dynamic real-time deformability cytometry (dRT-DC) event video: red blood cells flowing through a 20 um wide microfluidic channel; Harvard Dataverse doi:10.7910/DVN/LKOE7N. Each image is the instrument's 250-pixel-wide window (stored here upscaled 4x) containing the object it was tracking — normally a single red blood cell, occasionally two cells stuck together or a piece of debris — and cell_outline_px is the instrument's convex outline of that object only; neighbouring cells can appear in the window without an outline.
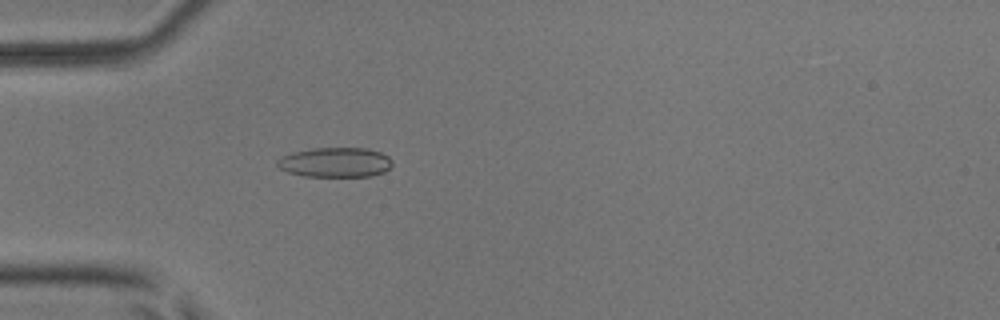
{"species": "common noctule bat (a hibernating species)", "species_latin": "Nyctalus noctula", "temperature_condition": "room temperature", "stored_images_in_passage": 35, "camera_frame_rate_fps": 3000, "um_per_image_px": 0.085, "animal": {"sex": "male", "body_mass_g": 17.9, "forearm_length_mm": 54.2}, "frame": {"image": 1, "passage_image": 13, "time_ms": 4.0, "image_size_px": [1000, 320], "cell_outline_px": [[392, 164], [384, 172], [372, 176], [304, 176], [288, 172], [280, 168], [276, 164], [276, 160], [292, 152], [312, 148], [368, 148], [380, 152], [388, 156], [392, 160]], "centroid_in_image_um": [28.5, 13.79], "position_along_channel_um": 56.5, "area_um2": 19.94}}
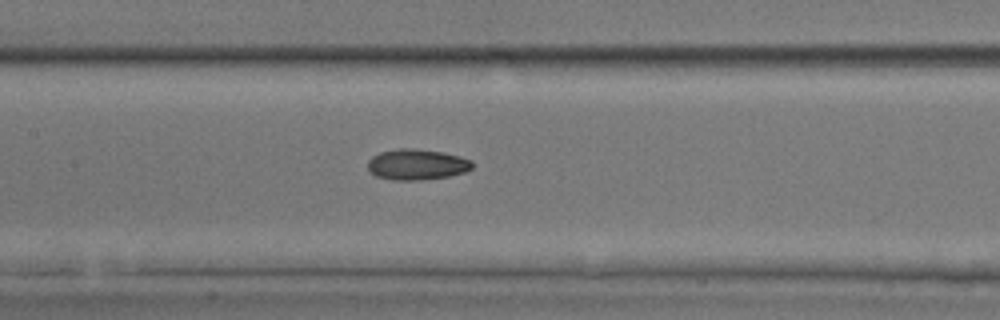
{"frame": {"image": 2, "passage_image": 22, "time_ms": 7.0, "image_size_px": [1000, 320], "cell_outline_px": [[472, 168], [464, 172], [448, 176], [420, 180], [392, 180], [376, 176], [368, 172], [368, 160], [372, 156], [380, 152], [400, 148], [412, 148], [444, 152], [460, 156], [472, 160]], "centroid_in_image_um": [35.41, 13.98], "position_along_channel_um": 172.0, "area_um2": 18.84}}
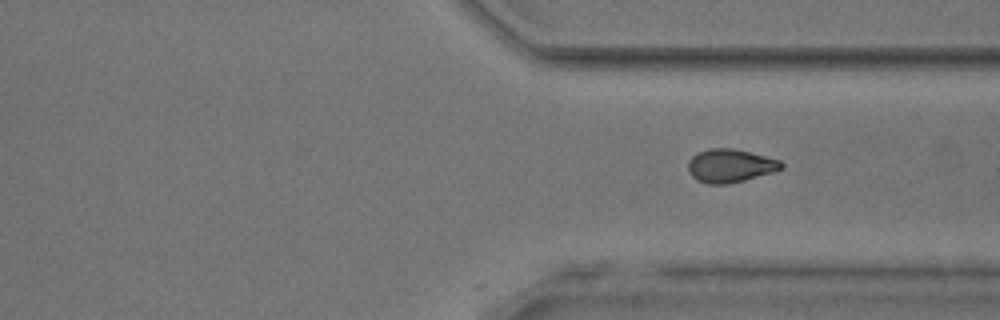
{"frame": {"image": 3, "passage_image": 35, "time_ms": 11.333, "image_size_px": [1000, 320], "cell_outline_px": [[784, 168], [772, 172], [744, 180], [728, 184], [708, 184], [696, 180], [688, 172], [688, 160], [696, 152], [708, 148], [732, 148], [780, 160], [784, 164]], "centroid_in_image_um": [62.02, 14.08], "position_along_channel_um": 349.4, "area_um2": 18.15}}